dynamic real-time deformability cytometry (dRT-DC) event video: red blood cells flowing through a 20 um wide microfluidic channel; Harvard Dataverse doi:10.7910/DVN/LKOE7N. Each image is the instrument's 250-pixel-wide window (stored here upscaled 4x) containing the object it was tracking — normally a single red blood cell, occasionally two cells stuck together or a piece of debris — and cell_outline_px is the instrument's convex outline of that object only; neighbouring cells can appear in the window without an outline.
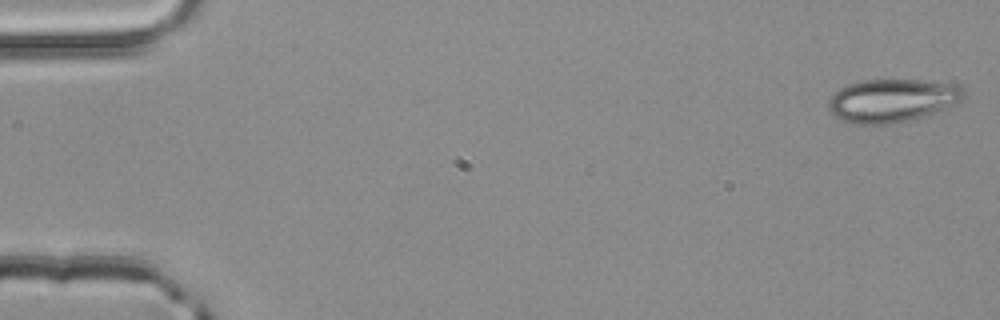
{"species": "common noctule bat (a hibernating species)", "species_latin": "Nyctalus noctula", "temperature_condition": "room temperature", "stored_images_in_passage": 52, "camera_frame_rate_fps": 3000, "um_per_image_px": 0.085, "animal": {"sex": "male", "body_mass_g": 20.4}, "frame": {"image": 1, "passage_image": 1, "time_ms": 0.0, "image_size_px": [1000, 320], "cell_outline_px": [[964, 100], [936, 112], [916, 120], [892, 124], [852, 124], [828, 112], [828, 100], [840, 88], [848, 84], [864, 80], [924, 80], [960, 84], [964, 92]], "centroid_in_image_um": [75.87, 8.55], "position_along_channel_um": 9.1, "area_um2": 34.51}}
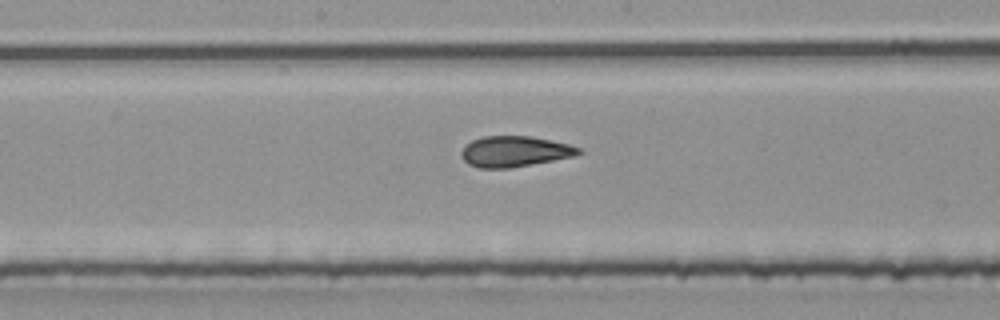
{"frame": {"image": 2, "passage_image": 27, "time_ms": 8.667, "image_size_px": [1000, 320], "cell_outline_px": [[584, 152], [576, 156], [508, 168], [480, 168], [468, 164], [460, 156], [460, 152], [472, 140], [484, 136], [532, 136], [568, 144], [580, 148]], "centroid_in_image_um": [43.76, 12.87], "position_along_channel_um": 204.4, "area_um2": 20.92}}
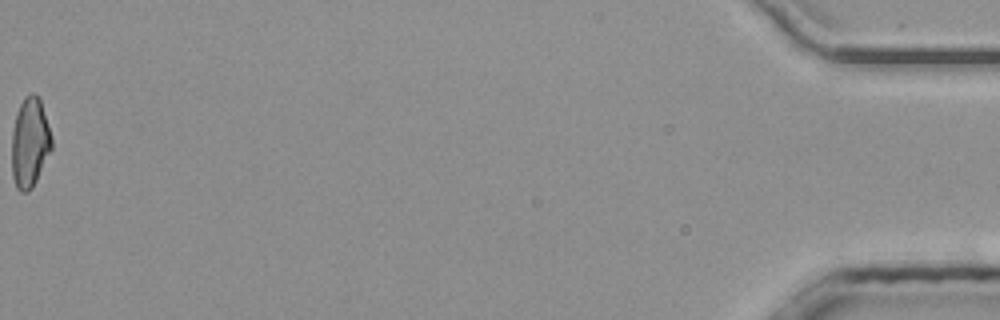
{"frame": {"image": 3, "passage_image": 52, "time_ms": 17.0, "image_size_px": [1000, 320], "cell_outline_px": [[52, 148], [32, 188], [28, 192], [20, 192], [16, 188], [12, 176], [12, 132], [16, 116], [20, 104], [24, 96], [32, 92], [40, 100], [52, 136]], "centroid_in_image_um": [2.53, 12.14], "position_along_channel_um": 432.7, "area_um2": 20.75}, "authors_computed_cell_mechanics": {"area_um2": 21.2126, "velocity_mm_per_s": 4.0363, "shape_relaxation_time_tau1_ms": null, "shape_relaxation_time_tau2_ms": 1.8928, "deformation_change_tau1": null, "deformation_change_tau2": 0.0914}}